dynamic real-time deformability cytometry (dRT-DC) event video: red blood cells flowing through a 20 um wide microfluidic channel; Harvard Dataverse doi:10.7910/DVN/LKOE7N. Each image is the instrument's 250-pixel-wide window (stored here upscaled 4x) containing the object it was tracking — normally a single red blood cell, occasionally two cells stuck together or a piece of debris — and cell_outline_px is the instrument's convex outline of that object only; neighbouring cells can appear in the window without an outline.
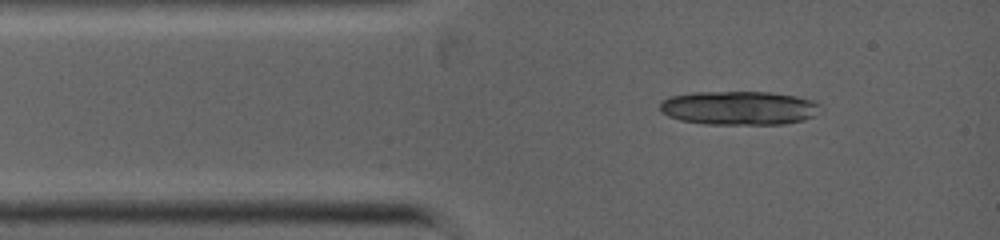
{"species": "common noctule bat (a hibernating species)", "species_latin": "Nyctalus noctula", "temperature_condition": "warm", "stored_images_in_passage": 4, "camera_frame_rate_fps": 5000, "um_per_image_px": 0.085, "animal": {"sex": "female", "body_mass_g": 19.0, "forearm_length_mm": 53.3}, "frame": {"image": 1, "passage_image": 4, "time_ms": 0.4, "image_size_px": [1000, 240], "cell_outline_px": [[824, 108], [812, 116], [804, 120], [784, 124], [704, 124], [680, 120], [668, 116], [660, 112], [660, 104], [668, 96], [692, 92], [768, 92], [796, 96], [812, 100], [820, 104]], "centroid_in_image_um": [62.81, 9.18], "position_along_channel_um": 22.2, "area_um2": 31.91}}